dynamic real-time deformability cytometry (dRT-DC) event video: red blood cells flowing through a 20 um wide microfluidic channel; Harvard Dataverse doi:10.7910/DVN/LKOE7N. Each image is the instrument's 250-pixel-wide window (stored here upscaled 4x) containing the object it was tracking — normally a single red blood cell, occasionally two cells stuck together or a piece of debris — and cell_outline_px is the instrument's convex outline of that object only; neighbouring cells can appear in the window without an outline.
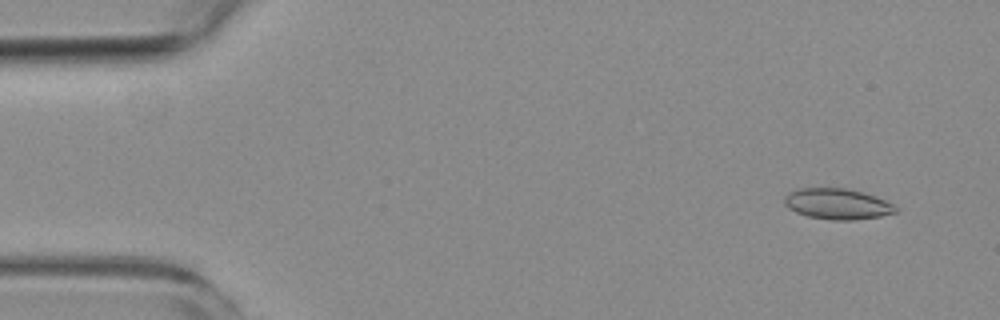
{"species": "common noctule bat (a hibernating species)", "species_latin": "Nyctalus noctula", "temperature_condition": "room temperature", "stored_images_in_passage": 55, "segment_of_instrument_passage": [1, 2], "camera_frame_rate_fps": 3000, "um_per_image_px": 0.085, "animal": {"sex": "female", "body_mass_g": 19.3, "forearm_length_mm": 54.1}, "frame": {"image": 1, "passage_image": 4, "time_ms": 1.0, "image_size_px": [1000, 320], "cell_outline_px": [[900, 208], [896, 212], [880, 216], [856, 220], [832, 220], [808, 216], [796, 212], [788, 208], [784, 204], [784, 196], [788, 192], [800, 188], [848, 188], [884, 200]], "centroid_in_image_um": [71.15, 17.34], "position_along_channel_um": 13.9, "area_um2": 19.88}}
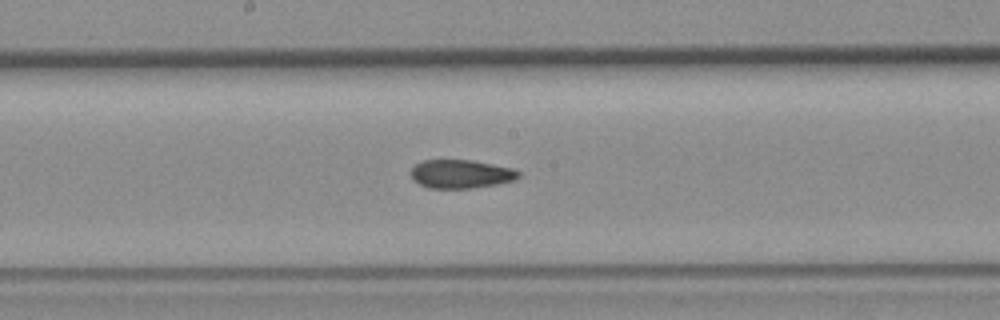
{"frame": {"image": 2, "passage_image": 28, "time_ms": 9.0, "image_size_px": [1000, 320], "cell_outline_px": [[520, 176], [516, 180], [496, 184], [472, 188], [428, 188], [412, 180], [412, 168], [416, 164], [424, 160], [472, 160], [512, 168], [520, 172]], "centroid_in_image_um": [39.19, 14.79], "position_along_channel_um": 209.0, "area_um2": 17.86}}
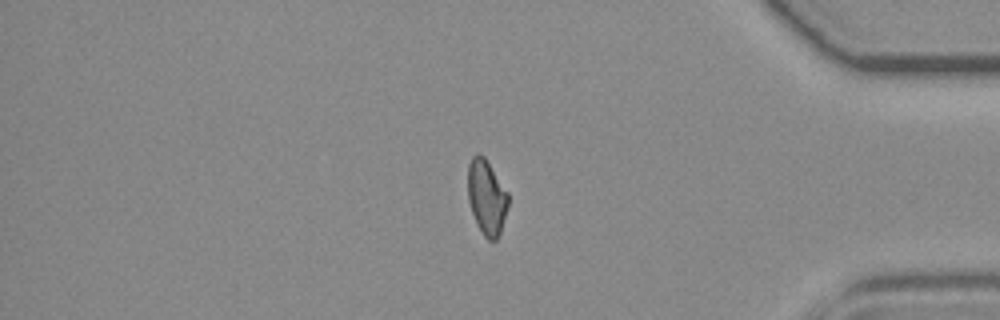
{"frame": {"image": 3, "passage_image": 45, "time_ms": 14.667, "image_size_px": [1000, 320], "cell_outline_px": [[508, 204], [500, 232], [496, 240], [488, 240], [484, 236], [476, 224], [468, 200], [468, 164], [472, 156], [476, 152], [484, 156], [508, 192]], "centroid_in_image_um": [41.35, 16.74], "position_along_channel_um": 393.9, "area_um2": 17.57}}